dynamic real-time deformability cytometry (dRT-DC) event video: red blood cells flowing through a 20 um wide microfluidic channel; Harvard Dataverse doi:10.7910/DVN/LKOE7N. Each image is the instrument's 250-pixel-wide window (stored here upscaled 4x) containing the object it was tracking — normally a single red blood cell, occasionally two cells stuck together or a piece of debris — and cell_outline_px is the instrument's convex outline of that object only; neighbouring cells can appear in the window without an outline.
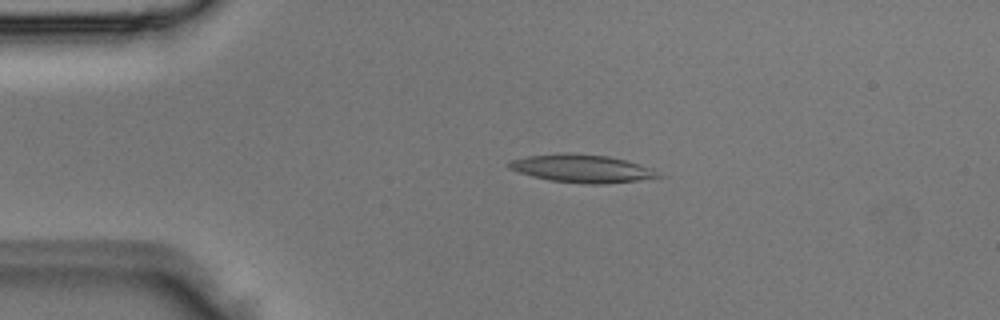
{"species": "Egyptian fruit bat (a non-hibernating species)", "species_latin": "Rousettus aegyptiacus", "temperature_condition": "room temperature", "stored_images_in_passage": 3, "camera_frame_rate_fps": 3000, "um_per_image_px": 0.085, "animal": {"sex": "male"}, "frame": {"image": 1, "passage_image": 1, "time_ms": 0.0, "image_size_px": [1000, 320], "cell_outline_px": [[668, 176], [640, 180], [604, 184], [588, 184], [552, 180], [532, 176], [508, 168], [508, 160], [528, 156], [560, 152], [564, 152], [608, 156], [624, 160], [648, 168]], "centroid_in_image_um": [49.45, 14.32], "position_along_channel_um": 35.6, "area_um2": 24.16}}
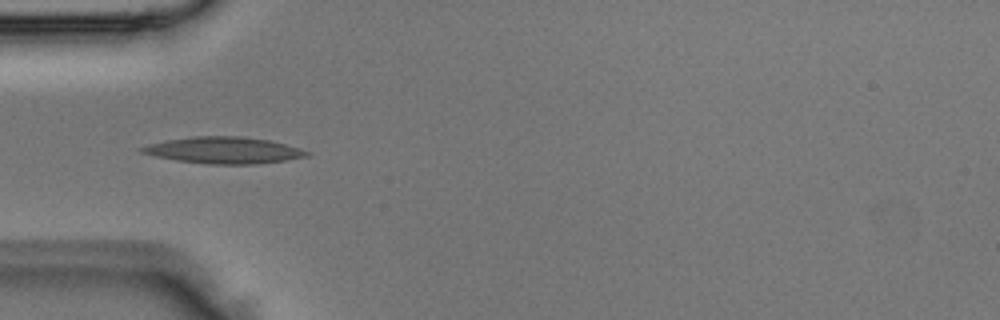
{"frame": {"image": 2, "passage_image": 2, "time_ms": 0.333, "image_size_px": [1000, 320], "cell_outline_px": [[312, 152], [308, 156], [284, 160], [252, 164], [208, 164], [176, 160], [156, 156], [140, 152], [136, 148], [148, 144], [164, 140], [192, 136], [240, 136], [268, 140], [300, 148]], "centroid_in_image_um": [18.97, 12.76], "position_along_channel_um": 66.0, "area_um2": 25.49}}